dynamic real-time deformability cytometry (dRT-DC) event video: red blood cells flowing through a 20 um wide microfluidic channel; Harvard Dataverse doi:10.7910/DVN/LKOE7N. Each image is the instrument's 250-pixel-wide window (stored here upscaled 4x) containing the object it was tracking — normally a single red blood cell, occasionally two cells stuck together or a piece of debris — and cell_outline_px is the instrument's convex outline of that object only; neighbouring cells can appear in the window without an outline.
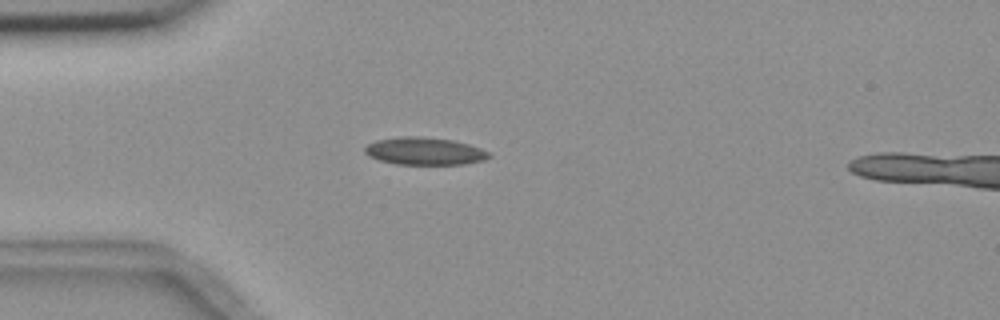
{"species": "common noctule bat (a hibernating species)", "species_latin": "Nyctalus noctula", "temperature_condition": "room temperature", "stored_images_in_passage": 5, "camera_frame_rate_fps": 3000, "um_per_image_px": 0.085, "animal": {"sex": "female", "body_mass_g": 18.4}, "frame": {"image": 1, "passage_image": 4, "time_ms": 3.333, "image_size_px": [1000, 320], "cell_outline_px": [[492, 156], [484, 160], [464, 164], [396, 164], [380, 160], [368, 156], [364, 152], [364, 148], [368, 144], [376, 140], [400, 136], [420, 136], [452, 140], [468, 144], [480, 148], [488, 152]], "centroid_in_image_um": [36.07, 12.84], "position_along_channel_um": 48.9, "area_um2": 19.88}}